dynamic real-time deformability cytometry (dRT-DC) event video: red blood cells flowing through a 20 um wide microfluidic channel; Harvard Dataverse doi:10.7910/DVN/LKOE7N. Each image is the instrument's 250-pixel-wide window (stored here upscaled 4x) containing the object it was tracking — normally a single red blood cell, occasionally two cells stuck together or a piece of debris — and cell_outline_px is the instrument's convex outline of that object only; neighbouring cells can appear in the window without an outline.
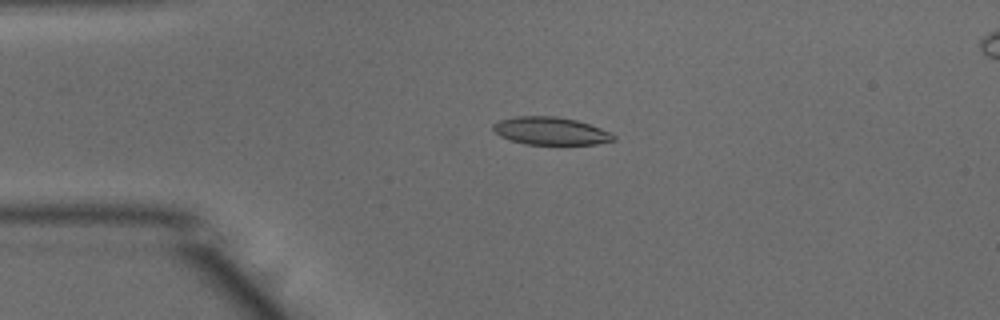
{"species": "common noctule bat (a hibernating species)", "species_latin": "Nyctalus noctula", "temperature_condition": "warm", "stored_images_in_passage": 51, "camera_frame_rate_fps": 3000, "um_per_image_px": 0.085, "animal": {"sex": "male", "body_mass_g": 15.6}, "frame": {"image": 1, "passage_image": 12, "time_ms": 3.667, "image_size_px": [1000, 320], "cell_outline_px": [[616, 140], [596, 144], [524, 144], [500, 136], [492, 128], [492, 124], [500, 120], [516, 116], [556, 116], [576, 120], [600, 128], [616, 136]], "centroid_in_image_um": [46.79, 11.13], "position_along_channel_um": 38.2, "area_um2": 19.31}}
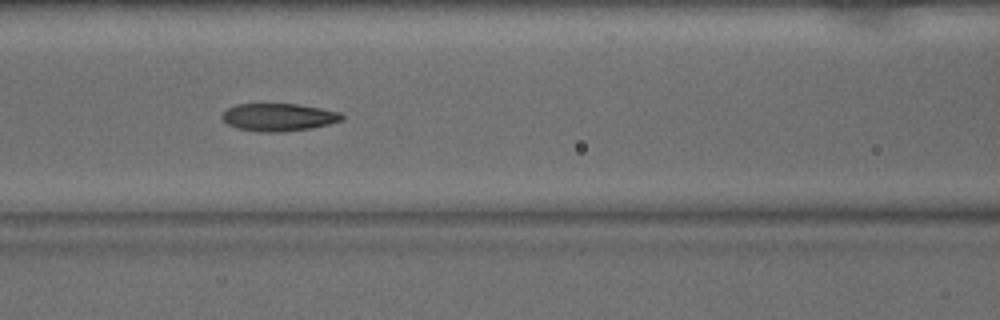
{"frame": {"image": 2, "passage_image": 22, "time_ms": 7.0, "image_size_px": [1000, 320], "cell_outline_px": [[344, 120], [312, 128], [280, 132], [260, 132], [236, 128], [228, 124], [220, 116], [228, 108], [236, 104], [296, 104], [320, 108], [340, 112], [344, 116]], "centroid_in_image_um": [23.68, 9.96], "position_along_channel_um": 142.9, "area_um2": 19.31}}
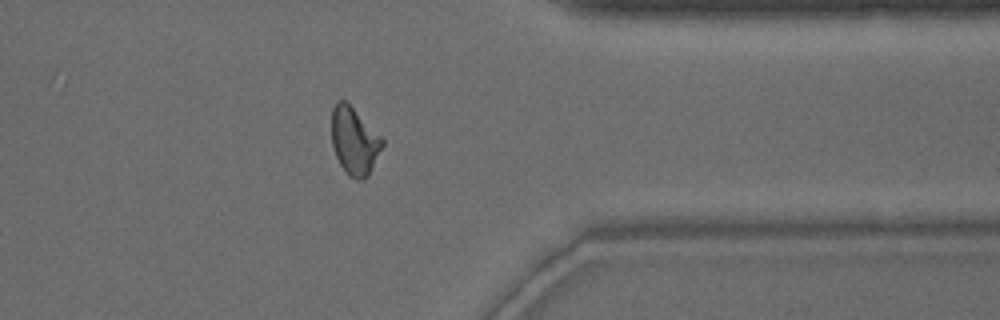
{"frame": {"image": 3, "passage_image": 41, "time_ms": 13.333, "image_size_px": [1000, 320], "cell_outline_px": [[384, 144], [368, 176], [364, 180], [356, 180], [348, 176], [340, 164], [336, 156], [332, 144], [332, 108], [336, 100], [344, 100], [384, 140]], "centroid_in_image_um": [30.1, 12.02], "position_along_channel_um": 381.3, "area_um2": 19.65}, "authors_computed_cell_mechanics": {"area_um2": 19.652, "velocity_mm_per_s": 3.9457, "shape_relaxation_time_tau1_ms": 8.6541, "shape_relaxation_time_tau2_ms": 2.186, "deformation_change_tau1": 0.2378, "deformation_change_tau2": 0.097}}